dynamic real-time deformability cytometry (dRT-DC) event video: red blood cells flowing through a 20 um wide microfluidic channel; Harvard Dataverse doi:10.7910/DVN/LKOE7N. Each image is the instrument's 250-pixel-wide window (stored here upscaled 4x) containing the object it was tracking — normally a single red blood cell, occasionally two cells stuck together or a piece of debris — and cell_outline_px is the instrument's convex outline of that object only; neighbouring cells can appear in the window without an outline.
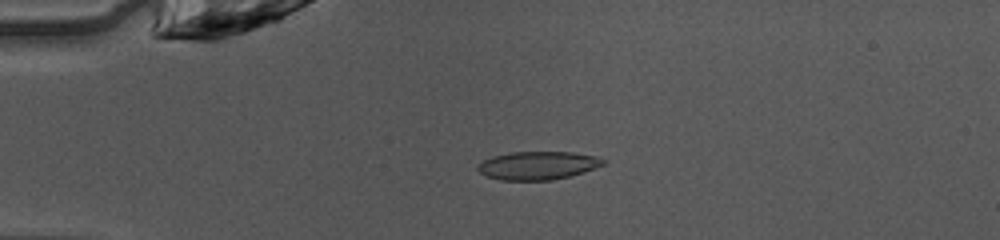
{"species": "common noctule bat (a hibernating species)", "species_latin": "Nyctalus noctula", "temperature_condition": "warm", "stored_images_in_passage": 49, "camera_frame_rate_fps": 3000, "um_per_image_px": 0.085, "animal": {"sex": "female", "body_mass_g": 10.0, "forearm_length_mm": 53.1}, "frame": {"image": 1, "passage_image": 12, "time_ms": 3.667, "image_size_px": [1000, 240], "cell_outline_px": [[608, 160], [604, 164], [584, 172], [552, 180], [500, 180], [484, 176], [476, 168], [484, 160], [492, 156], [512, 152], [572, 152], [596, 156]], "centroid_in_image_um": [45.72, 14.06], "position_along_channel_um": 39.3, "area_um2": 20.63}}
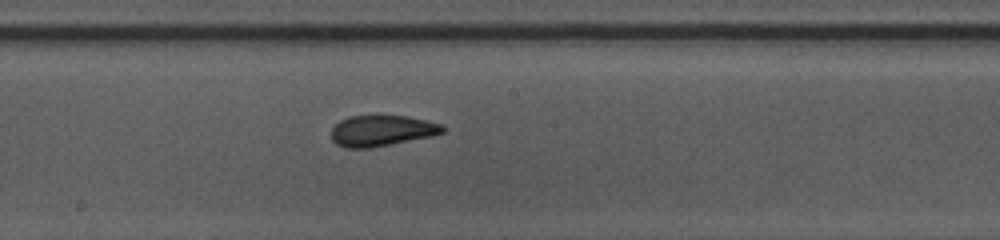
{"frame": {"image": 2, "passage_image": 27, "time_ms": 8.667, "image_size_px": [1000, 240], "cell_outline_px": [[448, 128], [444, 132], [432, 136], [368, 148], [344, 148], [336, 144], [332, 140], [332, 128], [340, 120], [348, 116], [380, 112], [408, 116], [428, 120], [440, 124]], "centroid_in_image_um": [32.45, 11.05], "position_along_channel_um": 215.7, "area_um2": 20.92}}
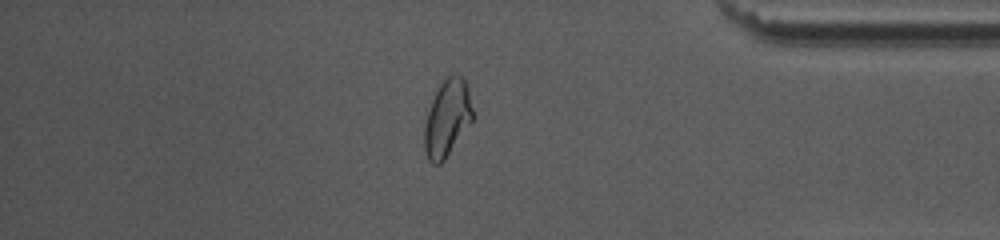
{"frame": {"image": 3, "passage_image": 42, "time_ms": 13.667, "image_size_px": [1000, 240], "cell_outline_px": [[472, 120], [444, 160], [440, 164], [432, 164], [428, 160], [424, 148], [424, 128], [428, 112], [432, 100], [440, 80], [452, 72], [460, 76], [468, 84], [472, 108]], "centroid_in_image_um": [38.0, 9.99], "position_along_channel_um": 397.2, "area_um2": 21.62}, "authors_computed_cell_mechanics": {"area_um2": 20.4612, "velocity_mm_per_s": 4.0918, "shape_relaxation_time_tau1_ms": 5.2792, "shape_relaxation_time_tau2_ms": 1.8159, "deformation_change_tau1": 0.1775, "deformation_change_tau2": 0.0399}}